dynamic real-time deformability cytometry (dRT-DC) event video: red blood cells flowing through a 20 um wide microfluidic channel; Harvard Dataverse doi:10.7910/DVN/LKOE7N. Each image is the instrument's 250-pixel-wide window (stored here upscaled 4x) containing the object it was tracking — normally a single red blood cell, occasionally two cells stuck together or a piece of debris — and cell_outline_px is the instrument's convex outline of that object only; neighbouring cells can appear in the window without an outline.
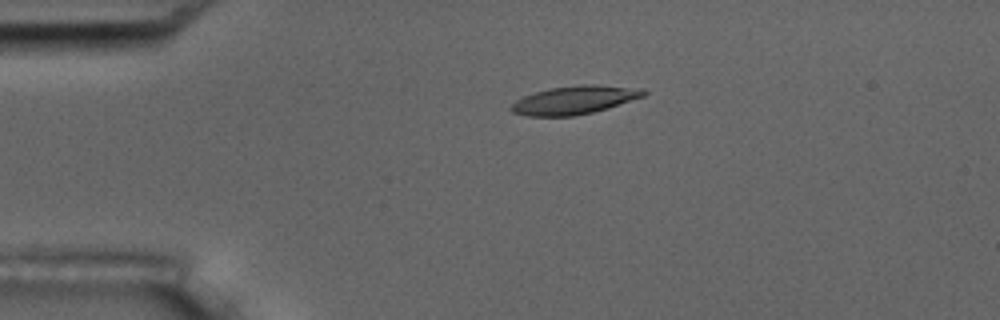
{"species": "common noctule bat (a hibernating species)", "species_latin": "Nyctalus noctula", "temperature_condition": "room temperature", "stored_images_in_passage": 5, "camera_frame_rate_fps": 3000, "um_per_image_px": 0.085, "animal": {"sex": "male", "body_mass_g": 17.5, "forearm_length_mm": 52.3}, "frame": {"image": 1, "passage_image": 4, "time_ms": 3.333, "image_size_px": [1000, 320], "cell_outline_px": [[648, 92], [644, 96], [608, 108], [592, 112], [572, 116], [528, 116], [512, 112], [508, 108], [516, 100], [524, 96], [536, 92], [552, 88], [580, 84], [592, 84], [644, 88]], "centroid_in_image_um": [48.85, 8.49], "position_along_channel_um": 36.1, "area_um2": 21.85}}